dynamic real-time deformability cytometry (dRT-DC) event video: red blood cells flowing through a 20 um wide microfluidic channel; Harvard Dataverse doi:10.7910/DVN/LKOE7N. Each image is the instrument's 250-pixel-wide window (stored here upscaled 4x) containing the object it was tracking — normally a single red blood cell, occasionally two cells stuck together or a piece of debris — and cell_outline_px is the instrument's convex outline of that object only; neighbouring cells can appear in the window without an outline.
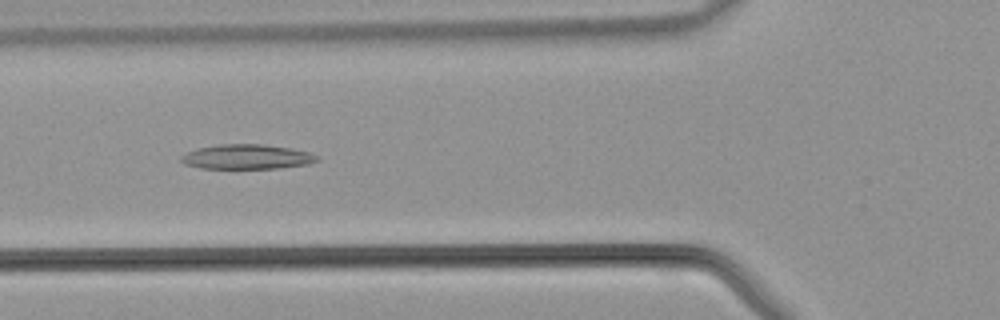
{"species": "common noctule bat (a hibernating species)", "species_latin": "Nyctalus noctula", "temperature_condition": "warm", "stored_images_in_passage": 37, "camera_frame_rate_fps": 3000, "um_per_image_px": 0.085, "animal": {"sex": "male", "body_mass_g": 21.5, "forearm_length_mm": 52.0}, "frame": {"image": 1, "passage_image": 10, "time_ms": 3.0, "image_size_px": [1000, 320], "cell_outline_px": [[320, 160], [308, 164], [280, 168], [200, 168], [184, 164], [180, 160], [180, 156], [196, 148], [220, 144], [260, 144], [292, 148], [308, 152], [316, 156]], "centroid_in_image_um": [20.96, 13.33], "position_along_channel_um": 104.8, "area_um2": 19.54}}
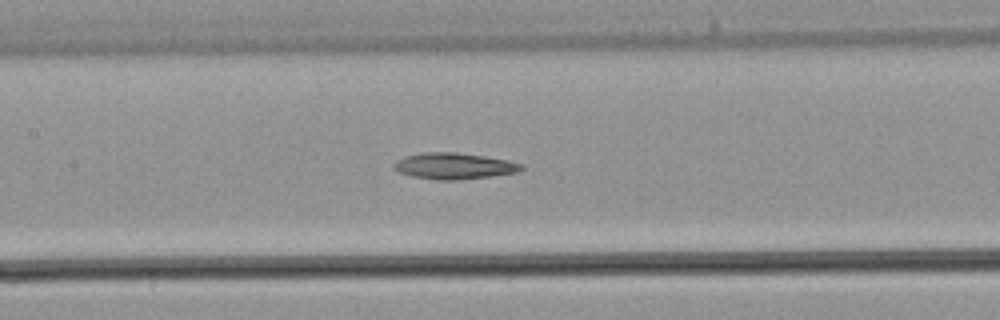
{"frame": {"image": 2, "passage_image": 14, "time_ms": 4.333, "image_size_px": [1000, 320], "cell_outline_px": [[524, 168], [516, 172], [488, 176], [456, 180], [436, 180], [412, 176], [396, 172], [392, 168], [392, 164], [396, 160], [408, 156], [424, 152], [456, 152], [484, 156], [508, 160], [524, 164]], "centroid_in_image_um": [38.55, 14.11], "position_along_channel_um": 168.9, "area_um2": 19.48}}
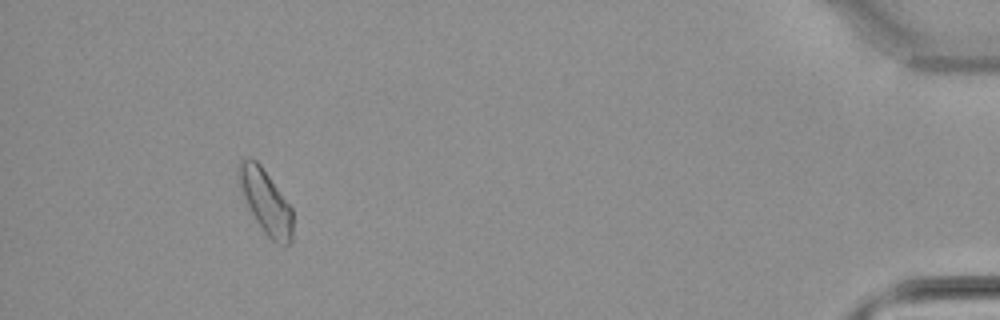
{"frame": {"image": 3, "passage_image": 34, "time_ms": 11.0, "image_size_px": [1000, 320], "cell_outline_px": [[292, 240], [288, 244], [284, 244], [272, 240], [264, 232], [256, 220], [240, 188], [236, 176], [236, 168], [240, 160], [256, 160], [260, 164], [292, 208]], "centroid_in_image_um": [22.57, 17.11], "position_along_channel_um": 412.6, "area_um2": 19.65}}